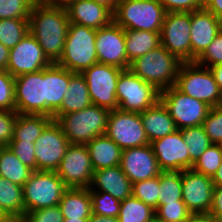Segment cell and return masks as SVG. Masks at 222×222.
I'll return each mask as SVG.
<instances>
[{"mask_svg": "<svg viewBox=\"0 0 222 222\" xmlns=\"http://www.w3.org/2000/svg\"><path fill=\"white\" fill-rule=\"evenodd\" d=\"M69 23L64 7L51 6L40 0L32 5L29 33L36 38L52 63H56L62 56Z\"/></svg>", "mask_w": 222, "mask_h": 222, "instance_id": "6da1fadb", "label": "cell"}, {"mask_svg": "<svg viewBox=\"0 0 222 222\" xmlns=\"http://www.w3.org/2000/svg\"><path fill=\"white\" fill-rule=\"evenodd\" d=\"M181 63L165 47L160 45L132 61L129 69L161 92L175 86Z\"/></svg>", "mask_w": 222, "mask_h": 222, "instance_id": "7a4b0ae2", "label": "cell"}, {"mask_svg": "<svg viewBox=\"0 0 222 222\" xmlns=\"http://www.w3.org/2000/svg\"><path fill=\"white\" fill-rule=\"evenodd\" d=\"M109 113L110 110L92 104L58 116L55 121L70 144L86 145L94 137L105 135Z\"/></svg>", "mask_w": 222, "mask_h": 222, "instance_id": "3957f363", "label": "cell"}, {"mask_svg": "<svg viewBox=\"0 0 222 222\" xmlns=\"http://www.w3.org/2000/svg\"><path fill=\"white\" fill-rule=\"evenodd\" d=\"M96 29L69 23L64 50L57 65L74 73L98 63Z\"/></svg>", "mask_w": 222, "mask_h": 222, "instance_id": "277c9868", "label": "cell"}, {"mask_svg": "<svg viewBox=\"0 0 222 222\" xmlns=\"http://www.w3.org/2000/svg\"><path fill=\"white\" fill-rule=\"evenodd\" d=\"M165 15L158 0H120L113 21L124 30L160 32Z\"/></svg>", "mask_w": 222, "mask_h": 222, "instance_id": "5b68a950", "label": "cell"}, {"mask_svg": "<svg viewBox=\"0 0 222 222\" xmlns=\"http://www.w3.org/2000/svg\"><path fill=\"white\" fill-rule=\"evenodd\" d=\"M175 87L211 108L222 105V92L211 69L196 62L181 63Z\"/></svg>", "mask_w": 222, "mask_h": 222, "instance_id": "8992f818", "label": "cell"}, {"mask_svg": "<svg viewBox=\"0 0 222 222\" xmlns=\"http://www.w3.org/2000/svg\"><path fill=\"white\" fill-rule=\"evenodd\" d=\"M68 187L55 171L36 170L23 185L25 214L59 205Z\"/></svg>", "mask_w": 222, "mask_h": 222, "instance_id": "52a82bcc", "label": "cell"}, {"mask_svg": "<svg viewBox=\"0 0 222 222\" xmlns=\"http://www.w3.org/2000/svg\"><path fill=\"white\" fill-rule=\"evenodd\" d=\"M116 98L118 109L140 113L160 100V91L126 69L118 77Z\"/></svg>", "mask_w": 222, "mask_h": 222, "instance_id": "ba28073f", "label": "cell"}, {"mask_svg": "<svg viewBox=\"0 0 222 222\" xmlns=\"http://www.w3.org/2000/svg\"><path fill=\"white\" fill-rule=\"evenodd\" d=\"M122 71L123 69L113 65L95 63L81 72L93 105L110 111L118 109L116 88Z\"/></svg>", "mask_w": 222, "mask_h": 222, "instance_id": "9c48e42d", "label": "cell"}, {"mask_svg": "<svg viewBox=\"0 0 222 222\" xmlns=\"http://www.w3.org/2000/svg\"><path fill=\"white\" fill-rule=\"evenodd\" d=\"M160 101L175 121L177 129L203 125L211 108L208 104L182 93L175 86L161 91Z\"/></svg>", "mask_w": 222, "mask_h": 222, "instance_id": "30bf717a", "label": "cell"}, {"mask_svg": "<svg viewBox=\"0 0 222 222\" xmlns=\"http://www.w3.org/2000/svg\"><path fill=\"white\" fill-rule=\"evenodd\" d=\"M105 135L122 150L150 144L137 112L111 110L108 116Z\"/></svg>", "mask_w": 222, "mask_h": 222, "instance_id": "8fae6325", "label": "cell"}, {"mask_svg": "<svg viewBox=\"0 0 222 222\" xmlns=\"http://www.w3.org/2000/svg\"><path fill=\"white\" fill-rule=\"evenodd\" d=\"M161 45L182 63L191 62V12H166Z\"/></svg>", "mask_w": 222, "mask_h": 222, "instance_id": "7c38bea8", "label": "cell"}, {"mask_svg": "<svg viewBox=\"0 0 222 222\" xmlns=\"http://www.w3.org/2000/svg\"><path fill=\"white\" fill-rule=\"evenodd\" d=\"M55 172L68 188H88L94 169L87 146L70 144Z\"/></svg>", "mask_w": 222, "mask_h": 222, "instance_id": "4fadbf2b", "label": "cell"}, {"mask_svg": "<svg viewBox=\"0 0 222 222\" xmlns=\"http://www.w3.org/2000/svg\"><path fill=\"white\" fill-rule=\"evenodd\" d=\"M15 111L45 115V69L15 77Z\"/></svg>", "mask_w": 222, "mask_h": 222, "instance_id": "5bb4252c", "label": "cell"}, {"mask_svg": "<svg viewBox=\"0 0 222 222\" xmlns=\"http://www.w3.org/2000/svg\"><path fill=\"white\" fill-rule=\"evenodd\" d=\"M69 145L60 126L53 120L34 143L37 170L56 171Z\"/></svg>", "mask_w": 222, "mask_h": 222, "instance_id": "9a60e30c", "label": "cell"}, {"mask_svg": "<svg viewBox=\"0 0 222 222\" xmlns=\"http://www.w3.org/2000/svg\"><path fill=\"white\" fill-rule=\"evenodd\" d=\"M52 62L44 54L38 41L28 33L10 49L7 71L15 78L49 67Z\"/></svg>", "mask_w": 222, "mask_h": 222, "instance_id": "2e32d148", "label": "cell"}, {"mask_svg": "<svg viewBox=\"0 0 222 222\" xmlns=\"http://www.w3.org/2000/svg\"><path fill=\"white\" fill-rule=\"evenodd\" d=\"M96 53L98 63L113 65L123 70L129 69L127 59L125 30L112 21L96 32Z\"/></svg>", "mask_w": 222, "mask_h": 222, "instance_id": "e0dca14e", "label": "cell"}, {"mask_svg": "<svg viewBox=\"0 0 222 222\" xmlns=\"http://www.w3.org/2000/svg\"><path fill=\"white\" fill-rule=\"evenodd\" d=\"M213 190L212 177L193 169L182 171V201L193 215L209 213Z\"/></svg>", "mask_w": 222, "mask_h": 222, "instance_id": "ac0fdd59", "label": "cell"}, {"mask_svg": "<svg viewBox=\"0 0 222 222\" xmlns=\"http://www.w3.org/2000/svg\"><path fill=\"white\" fill-rule=\"evenodd\" d=\"M161 171L181 172L190 169L188 146L181 129L150 143Z\"/></svg>", "mask_w": 222, "mask_h": 222, "instance_id": "d6986e66", "label": "cell"}, {"mask_svg": "<svg viewBox=\"0 0 222 222\" xmlns=\"http://www.w3.org/2000/svg\"><path fill=\"white\" fill-rule=\"evenodd\" d=\"M119 166L132 183L157 177L162 172L151 144L122 150Z\"/></svg>", "mask_w": 222, "mask_h": 222, "instance_id": "ffe728a7", "label": "cell"}, {"mask_svg": "<svg viewBox=\"0 0 222 222\" xmlns=\"http://www.w3.org/2000/svg\"><path fill=\"white\" fill-rule=\"evenodd\" d=\"M221 31V19L202 8L191 12V62H195Z\"/></svg>", "mask_w": 222, "mask_h": 222, "instance_id": "44dd1931", "label": "cell"}, {"mask_svg": "<svg viewBox=\"0 0 222 222\" xmlns=\"http://www.w3.org/2000/svg\"><path fill=\"white\" fill-rule=\"evenodd\" d=\"M70 23L100 29L113 21V13L92 0H75L65 7Z\"/></svg>", "mask_w": 222, "mask_h": 222, "instance_id": "7402d4cb", "label": "cell"}, {"mask_svg": "<svg viewBox=\"0 0 222 222\" xmlns=\"http://www.w3.org/2000/svg\"><path fill=\"white\" fill-rule=\"evenodd\" d=\"M89 191H103L119 201L132 196V182L119 165L94 171Z\"/></svg>", "mask_w": 222, "mask_h": 222, "instance_id": "603a6c76", "label": "cell"}, {"mask_svg": "<svg viewBox=\"0 0 222 222\" xmlns=\"http://www.w3.org/2000/svg\"><path fill=\"white\" fill-rule=\"evenodd\" d=\"M56 63L45 68V115L52 117L60 109L70 78L74 75Z\"/></svg>", "mask_w": 222, "mask_h": 222, "instance_id": "cb8c5ba5", "label": "cell"}, {"mask_svg": "<svg viewBox=\"0 0 222 222\" xmlns=\"http://www.w3.org/2000/svg\"><path fill=\"white\" fill-rule=\"evenodd\" d=\"M140 115L149 143L177 130L175 121L160 100Z\"/></svg>", "mask_w": 222, "mask_h": 222, "instance_id": "d4e9b609", "label": "cell"}, {"mask_svg": "<svg viewBox=\"0 0 222 222\" xmlns=\"http://www.w3.org/2000/svg\"><path fill=\"white\" fill-rule=\"evenodd\" d=\"M86 146L94 171L120 165L122 149L108 136L94 137Z\"/></svg>", "mask_w": 222, "mask_h": 222, "instance_id": "484cf974", "label": "cell"}, {"mask_svg": "<svg viewBox=\"0 0 222 222\" xmlns=\"http://www.w3.org/2000/svg\"><path fill=\"white\" fill-rule=\"evenodd\" d=\"M92 105L88 86L81 73H75L69 81L67 91L60 109L54 114L55 120L58 116L68 114L75 111H80Z\"/></svg>", "mask_w": 222, "mask_h": 222, "instance_id": "4316f807", "label": "cell"}, {"mask_svg": "<svg viewBox=\"0 0 222 222\" xmlns=\"http://www.w3.org/2000/svg\"><path fill=\"white\" fill-rule=\"evenodd\" d=\"M63 218L89 219L92 214L88 188H68L59 203Z\"/></svg>", "mask_w": 222, "mask_h": 222, "instance_id": "83f0119b", "label": "cell"}, {"mask_svg": "<svg viewBox=\"0 0 222 222\" xmlns=\"http://www.w3.org/2000/svg\"><path fill=\"white\" fill-rule=\"evenodd\" d=\"M53 120L52 117L46 115L17 113L11 141L35 143L36 139Z\"/></svg>", "mask_w": 222, "mask_h": 222, "instance_id": "f1b7e54d", "label": "cell"}, {"mask_svg": "<svg viewBox=\"0 0 222 222\" xmlns=\"http://www.w3.org/2000/svg\"><path fill=\"white\" fill-rule=\"evenodd\" d=\"M127 59L131 63L161 45L160 32L125 30Z\"/></svg>", "mask_w": 222, "mask_h": 222, "instance_id": "f546056e", "label": "cell"}, {"mask_svg": "<svg viewBox=\"0 0 222 222\" xmlns=\"http://www.w3.org/2000/svg\"><path fill=\"white\" fill-rule=\"evenodd\" d=\"M0 208L9 218H23L25 215L23 187L0 177Z\"/></svg>", "mask_w": 222, "mask_h": 222, "instance_id": "4dcf8cb0", "label": "cell"}, {"mask_svg": "<svg viewBox=\"0 0 222 222\" xmlns=\"http://www.w3.org/2000/svg\"><path fill=\"white\" fill-rule=\"evenodd\" d=\"M33 170L24 165L8 146L0 149V177L22 186Z\"/></svg>", "mask_w": 222, "mask_h": 222, "instance_id": "1f68e13d", "label": "cell"}, {"mask_svg": "<svg viewBox=\"0 0 222 222\" xmlns=\"http://www.w3.org/2000/svg\"><path fill=\"white\" fill-rule=\"evenodd\" d=\"M155 216V209L134 196L121 201L119 222H149Z\"/></svg>", "mask_w": 222, "mask_h": 222, "instance_id": "d6a6232c", "label": "cell"}, {"mask_svg": "<svg viewBox=\"0 0 222 222\" xmlns=\"http://www.w3.org/2000/svg\"><path fill=\"white\" fill-rule=\"evenodd\" d=\"M182 201V171H162L159 174V202Z\"/></svg>", "mask_w": 222, "mask_h": 222, "instance_id": "836d02e7", "label": "cell"}, {"mask_svg": "<svg viewBox=\"0 0 222 222\" xmlns=\"http://www.w3.org/2000/svg\"><path fill=\"white\" fill-rule=\"evenodd\" d=\"M184 142L188 146L190 156V169L194 162L212 144L202 125L181 129Z\"/></svg>", "mask_w": 222, "mask_h": 222, "instance_id": "e575fe53", "label": "cell"}, {"mask_svg": "<svg viewBox=\"0 0 222 222\" xmlns=\"http://www.w3.org/2000/svg\"><path fill=\"white\" fill-rule=\"evenodd\" d=\"M29 33V19H0V43L12 49Z\"/></svg>", "mask_w": 222, "mask_h": 222, "instance_id": "d590c367", "label": "cell"}, {"mask_svg": "<svg viewBox=\"0 0 222 222\" xmlns=\"http://www.w3.org/2000/svg\"><path fill=\"white\" fill-rule=\"evenodd\" d=\"M222 163L221 144L212 143L194 162L192 169L206 176L212 177Z\"/></svg>", "mask_w": 222, "mask_h": 222, "instance_id": "8d00e7d4", "label": "cell"}, {"mask_svg": "<svg viewBox=\"0 0 222 222\" xmlns=\"http://www.w3.org/2000/svg\"><path fill=\"white\" fill-rule=\"evenodd\" d=\"M92 214L118 217L121 201L103 191H90Z\"/></svg>", "mask_w": 222, "mask_h": 222, "instance_id": "74e56055", "label": "cell"}, {"mask_svg": "<svg viewBox=\"0 0 222 222\" xmlns=\"http://www.w3.org/2000/svg\"><path fill=\"white\" fill-rule=\"evenodd\" d=\"M132 196L156 209L159 202V176L132 183Z\"/></svg>", "mask_w": 222, "mask_h": 222, "instance_id": "f35d334b", "label": "cell"}, {"mask_svg": "<svg viewBox=\"0 0 222 222\" xmlns=\"http://www.w3.org/2000/svg\"><path fill=\"white\" fill-rule=\"evenodd\" d=\"M193 214L183 201L158 203L155 216L164 222H187Z\"/></svg>", "mask_w": 222, "mask_h": 222, "instance_id": "ab89813d", "label": "cell"}, {"mask_svg": "<svg viewBox=\"0 0 222 222\" xmlns=\"http://www.w3.org/2000/svg\"><path fill=\"white\" fill-rule=\"evenodd\" d=\"M37 0H0V19H29Z\"/></svg>", "mask_w": 222, "mask_h": 222, "instance_id": "60d3db41", "label": "cell"}, {"mask_svg": "<svg viewBox=\"0 0 222 222\" xmlns=\"http://www.w3.org/2000/svg\"><path fill=\"white\" fill-rule=\"evenodd\" d=\"M0 110H15V78L0 70Z\"/></svg>", "mask_w": 222, "mask_h": 222, "instance_id": "b9f144b4", "label": "cell"}, {"mask_svg": "<svg viewBox=\"0 0 222 222\" xmlns=\"http://www.w3.org/2000/svg\"><path fill=\"white\" fill-rule=\"evenodd\" d=\"M202 126L212 143L222 144V105L210 108Z\"/></svg>", "mask_w": 222, "mask_h": 222, "instance_id": "7bdbcfd3", "label": "cell"}, {"mask_svg": "<svg viewBox=\"0 0 222 222\" xmlns=\"http://www.w3.org/2000/svg\"><path fill=\"white\" fill-rule=\"evenodd\" d=\"M195 62L208 68L222 63V31L215 36L213 42Z\"/></svg>", "mask_w": 222, "mask_h": 222, "instance_id": "ee69618b", "label": "cell"}, {"mask_svg": "<svg viewBox=\"0 0 222 222\" xmlns=\"http://www.w3.org/2000/svg\"><path fill=\"white\" fill-rule=\"evenodd\" d=\"M18 159L33 171L37 170L35 146L32 142L11 141L7 145Z\"/></svg>", "mask_w": 222, "mask_h": 222, "instance_id": "f6af8a7d", "label": "cell"}, {"mask_svg": "<svg viewBox=\"0 0 222 222\" xmlns=\"http://www.w3.org/2000/svg\"><path fill=\"white\" fill-rule=\"evenodd\" d=\"M25 222H63V215L59 205L27 212Z\"/></svg>", "mask_w": 222, "mask_h": 222, "instance_id": "bcb514c9", "label": "cell"}, {"mask_svg": "<svg viewBox=\"0 0 222 222\" xmlns=\"http://www.w3.org/2000/svg\"><path fill=\"white\" fill-rule=\"evenodd\" d=\"M17 119L15 110H0V144L7 146L12 138Z\"/></svg>", "mask_w": 222, "mask_h": 222, "instance_id": "7dc6e473", "label": "cell"}, {"mask_svg": "<svg viewBox=\"0 0 222 222\" xmlns=\"http://www.w3.org/2000/svg\"><path fill=\"white\" fill-rule=\"evenodd\" d=\"M166 12H192L203 8L200 0H158Z\"/></svg>", "mask_w": 222, "mask_h": 222, "instance_id": "c3c4849f", "label": "cell"}, {"mask_svg": "<svg viewBox=\"0 0 222 222\" xmlns=\"http://www.w3.org/2000/svg\"><path fill=\"white\" fill-rule=\"evenodd\" d=\"M208 214L222 222V186H214L212 204Z\"/></svg>", "mask_w": 222, "mask_h": 222, "instance_id": "681fc988", "label": "cell"}, {"mask_svg": "<svg viewBox=\"0 0 222 222\" xmlns=\"http://www.w3.org/2000/svg\"><path fill=\"white\" fill-rule=\"evenodd\" d=\"M203 8L222 20V0H210Z\"/></svg>", "mask_w": 222, "mask_h": 222, "instance_id": "f907efd6", "label": "cell"}, {"mask_svg": "<svg viewBox=\"0 0 222 222\" xmlns=\"http://www.w3.org/2000/svg\"><path fill=\"white\" fill-rule=\"evenodd\" d=\"M10 49L0 43V70H7Z\"/></svg>", "mask_w": 222, "mask_h": 222, "instance_id": "816d5d0a", "label": "cell"}, {"mask_svg": "<svg viewBox=\"0 0 222 222\" xmlns=\"http://www.w3.org/2000/svg\"><path fill=\"white\" fill-rule=\"evenodd\" d=\"M210 69L215 77V81L218 83L220 91L222 92V63L210 67Z\"/></svg>", "mask_w": 222, "mask_h": 222, "instance_id": "f5cc1de1", "label": "cell"}, {"mask_svg": "<svg viewBox=\"0 0 222 222\" xmlns=\"http://www.w3.org/2000/svg\"><path fill=\"white\" fill-rule=\"evenodd\" d=\"M97 4H100L107 9H109L112 13L115 12L117 5L119 4L120 0H92Z\"/></svg>", "mask_w": 222, "mask_h": 222, "instance_id": "db71d44e", "label": "cell"}, {"mask_svg": "<svg viewBox=\"0 0 222 222\" xmlns=\"http://www.w3.org/2000/svg\"><path fill=\"white\" fill-rule=\"evenodd\" d=\"M187 222H219L209 214L192 215Z\"/></svg>", "mask_w": 222, "mask_h": 222, "instance_id": "11a10c76", "label": "cell"}, {"mask_svg": "<svg viewBox=\"0 0 222 222\" xmlns=\"http://www.w3.org/2000/svg\"><path fill=\"white\" fill-rule=\"evenodd\" d=\"M89 222H119L118 217L100 216L97 214H91Z\"/></svg>", "mask_w": 222, "mask_h": 222, "instance_id": "9f6ffc18", "label": "cell"}, {"mask_svg": "<svg viewBox=\"0 0 222 222\" xmlns=\"http://www.w3.org/2000/svg\"><path fill=\"white\" fill-rule=\"evenodd\" d=\"M45 4L51 6H58V7H67L70 3L74 2L75 0H40Z\"/></svg>", "mask_w": 222, "mask_h": 222, "instance_id": "6f0895ef", "label": "cell"}, {"mask_svg": "<svg viewBox=\"0 0 222 222\" xmlns=\"http://www.w3.org/2000/svg\"><path fill=\"white\" fill-rule=\"evenodd\" d=\"M214 186H222V163L217 172L212 176Z\"/></svg>", "mask_w": 222, "mask_h": 222, "instance_id": "680465c9", "label": "cell"}, {"mask_svg": "<svg viewBox=\"0 0 222 222\" xmlns=\"http://www.w3.org/2000/svg\"><path fill=\"white\" fill-rule=\"evenodd\" d=\"M63 222H89V219H71V218H64Z\"/></svg>", "mask_w": 222, "mask_h": 222, "instance_id": "91938a15", "label": "cell"}, {"mask_svg": "<svg viewBox=\"0 0 222 222\" xmlns=\"http://www.w3.org/2000/svg\"><path fill=\"white\" fill-rule=\"evenodd\" d=\"M9 217L4 213V211L0 208V222H6Z\"/></svg>", "mask_w": 222, "mask_h": 222, "instance_id": "94428289", "label": "cell"}, {"mask_svg": "<svg viewBox=\"0 0 222 222\" xmlns=\"http://www.w3.org/2000/svg\"><path fill=\"white\" fill-rule=\"evenodd\" d=\"M6 222H25L23 218H9Z\"/></svg>", "mask_w": 222, "mask_h": 222, "instance_id": "6125c7cd", "label": "cell"}, {"mask_svg": "<svg viewBox=\"0 0 222 222\" xmlns=\"http://www.w3.org/2000/svg\"><path fill=\"white\" fill-rule=\"evenodd\" d=\"M149 222H164L160 219H158L156 216H154Z\"/></svg>", "mask_w": 222, "mask_h": 222, "instance_id": "be15d7a7", "label": "cell"}, {"mask_svg": "<svg viewBox=\"0 0 222 222\" xmlns=\"http://www.w3.org/2000/svg\"><path fill=\"white\" fill-rule=\"evenodd\" d=\"M201 1V3H202V6H204L208 1H210V0H200Z\"/></svg>", "mask_w": 222, "mask_h": 222, "instance_id": "e7e4bbea", "label": "cell"}]
</instances>
